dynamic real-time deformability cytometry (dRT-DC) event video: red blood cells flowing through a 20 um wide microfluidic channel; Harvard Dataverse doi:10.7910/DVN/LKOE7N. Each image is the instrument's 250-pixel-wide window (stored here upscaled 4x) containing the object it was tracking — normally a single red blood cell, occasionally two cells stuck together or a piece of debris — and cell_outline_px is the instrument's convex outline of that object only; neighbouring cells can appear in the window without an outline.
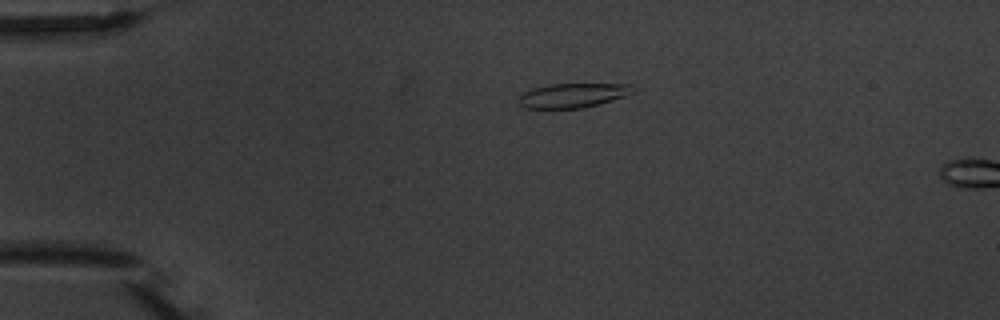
{"species": "common noctule bat (a hibernating species)", "species_latin": "Nyctalus noctula", "temperature_condition": "warm", "stored_images_in_passage": 5, "camera_frame_rate_fps": 3000, "um_per_image_px": 0.085, "animal": {"sex": "male", "body_mass_g": 20.1, "forearm_length_mm": 53.5}, "frame": {"image": 1, "passage_image": 4, "time_ms": 3.333, "image_size_px": [1000, 320], "cell_outline_px": [[636, 92], [612, 100], [580, 108], [524, 108], [516, 100], [520, 92], [532, 88], [548, 84], [632, 84], [636, 88]], "centroid_in_image_um": [48.65, 8.09], "position_along_channel_um": 36.4, "area_um2": 16.42}}